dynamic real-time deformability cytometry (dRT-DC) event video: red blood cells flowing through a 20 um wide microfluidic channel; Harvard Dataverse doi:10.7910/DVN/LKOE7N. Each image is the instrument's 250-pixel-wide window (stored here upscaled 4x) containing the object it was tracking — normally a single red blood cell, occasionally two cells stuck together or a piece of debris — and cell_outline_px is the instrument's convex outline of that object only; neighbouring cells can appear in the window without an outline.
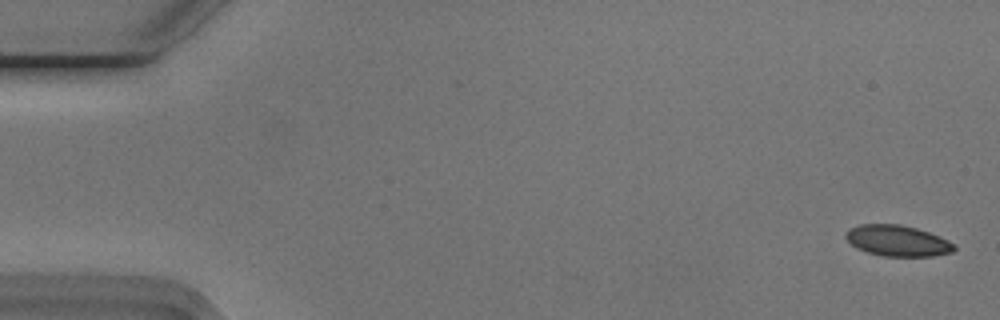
{"species": "Egyptian fruit bat (a non-hibernating species)", "species_latin": "Rousettus aegyptiacus", "temperature_condition": "cold", "stored_images_in_passage": 47, "camera_frame_rate_fps": 3000, "um_per_image_px": 0.085, "animal": {"sex": "male"}, "frame": {"image": 1, "passage_image": 2, "time_ms": 0.333, "image_size_px": [1000, 320], "cell_outline_px": [[956, 248], [952, 252], [932, 256], [880, 256], [856, 248], [844, 236], [844, 232], [848, 228], [860, 224], [900, 224], [916, 228], [928, 232], [948, 240], [956, 244]], "centroid_in_image_um": [76.26, 20.46], "position_along_channel_um": 8.7, "area_um2": 19.65}}
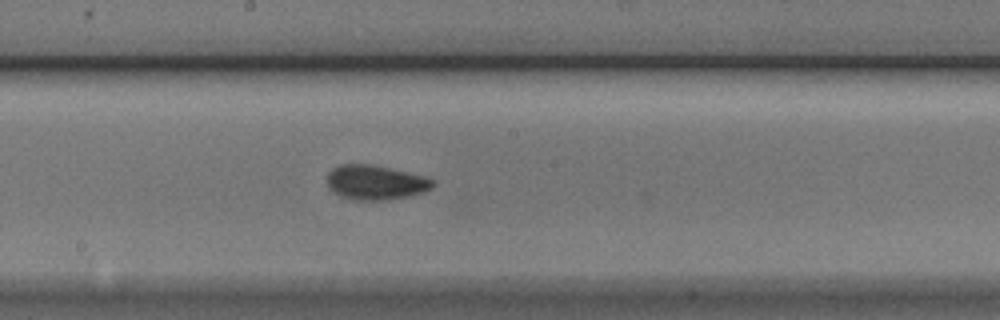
{"frame": {"image": 2, "passage_image": 30, "time_ms": 9.667, "image_size_px": [1000, 320], "cell_outline_px": [[436, 184], [432, 188], [424, 192], [408, 196], [388, 200], [352, 200], [340, 196], [332, 192], [328, 188], [328, 172], [332, 168], [340, 164], [372, 164], [424, 176], [432, 180]], "centroid_in_image_um": [31.89, 15.51], "position_along_channel_um": 216.3, "area_um2": 21.44}}
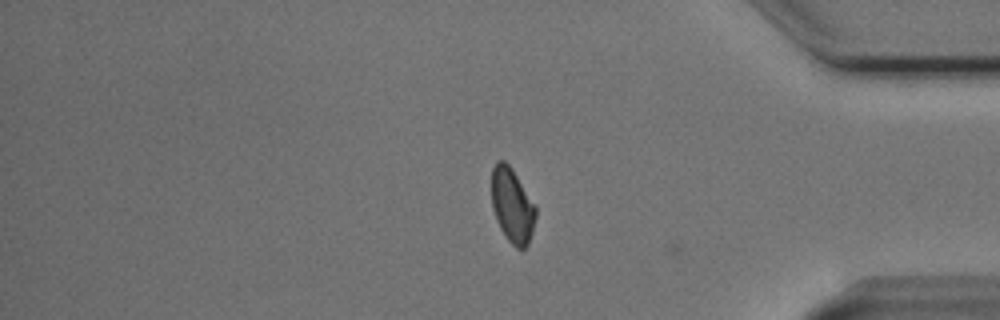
{"frame": {"image": 3, "passage_image": 46, "time_ms": 15.0, "image_size_px": [1000, 320], "cell_outline_px": [[536, 216], [532, 232], [528, 244], [524, 248], [516, 248], [508, 240], [500, 228], [496, 220], [492, 208], [492, 168], [496, 160], [504, 160], [512, 168], [536, 204]], "centroid_in_image_um": [43.54, 17.44], "position_along_channel_um": 391.7, "area_um2": 19.36}, "authors_computed_cell_mechanics": {"area_um2": 20.3456, "velocity_mm_per_s": 3.7459, "shape_relaxation_time_tau1_ms": 3.5821, "shape_relaxation_time_tau2_ms": 1.8169, "deformation_change_tau1": 0.0724, "deformation_change_tau2": 0.0578}}